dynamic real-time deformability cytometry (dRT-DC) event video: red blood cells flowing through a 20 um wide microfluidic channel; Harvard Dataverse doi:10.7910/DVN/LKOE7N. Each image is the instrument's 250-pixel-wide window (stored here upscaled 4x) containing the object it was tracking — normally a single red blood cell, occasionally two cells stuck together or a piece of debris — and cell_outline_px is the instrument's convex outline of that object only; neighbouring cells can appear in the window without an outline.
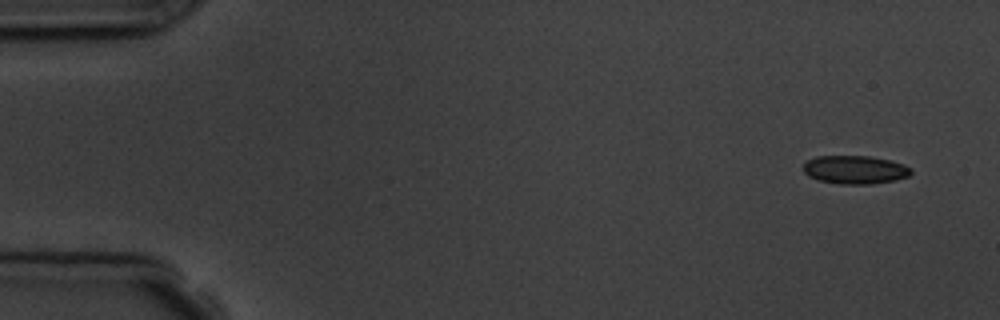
{"species": "common noctule bat (a hibernating species)", "species_latin": "Nyctalus noctula", "temperature_condition": "room temperature", "stored_images_in_passage": 4, "camera_frame_rate_fps": 3000, "um_per_image_px": 0.085, "animal": {"sex": "male", "body_mass_g": 19.5, "forearm_length_mm": 54.6}, "frame": {"image": 1, "passage_image": 1, "time_ms": 0.0, "image_size_px": [1000, 320], "cell_outline_px": [[912, 172], [908, 176], [896, 180], [872, 184], [840, 184], [820, 180], [808, 176], [804, 172], [804, 164], [808, 160], [816, 156], [868, 156], [888, 160], [904, 164], [912, 168]], "centroid_in_image_um": [72.69, 14.43], "position_along_channel_um": 12.3, "area_um2": 17.74}}
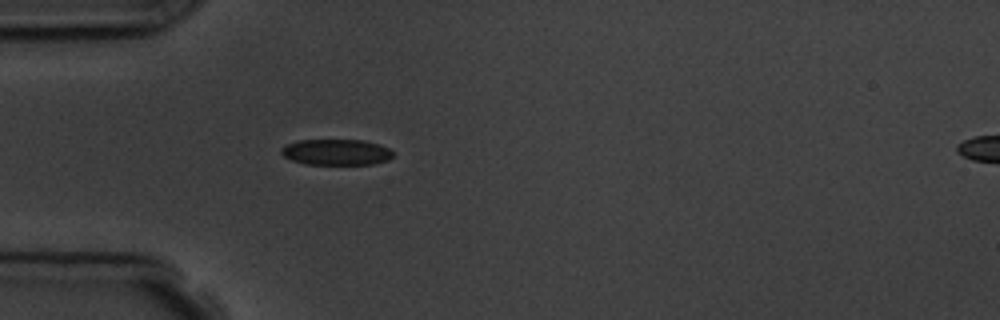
{"frame": {"image": 2, "passage_image": 4, "time_ms": 4.333, "image_size_px": [1000, 320], "cell_outline_px": [[392, 156], [388, 160], [372, 164], [304, 164], [292, 160], [284, 156], [280, 152], [280, 148], [296, 140], [364, 140], [388, 148], [392, 152]], "centroid_in_image_um": [28.54, 12.93], "position_along_channel_um": 56.5, "area_um2": 16.76}}